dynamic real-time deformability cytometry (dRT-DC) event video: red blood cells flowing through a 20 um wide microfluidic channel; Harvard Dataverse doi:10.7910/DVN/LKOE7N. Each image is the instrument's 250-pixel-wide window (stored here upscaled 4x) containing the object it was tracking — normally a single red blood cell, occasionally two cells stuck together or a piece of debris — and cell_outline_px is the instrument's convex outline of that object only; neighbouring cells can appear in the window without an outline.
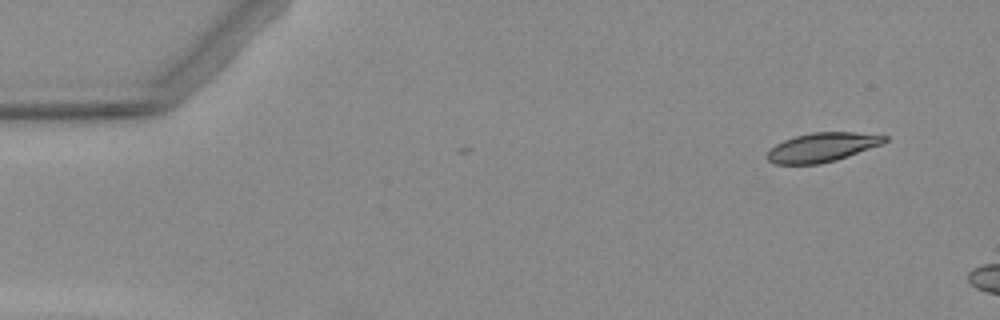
{"species": "Egyptian fruit bat (a non-hibernating species)", "species_latin": "Rousettus aegyptiacus", "temperature_condition": "warm", "stored_images_in_passage": 3, "camera_frame_rate_fps": 3000, "um_per_image_px": 0.085, "animal": {"sex": "female"}, "frame": {"image": 1, "passage_image": 1, "time_ms": 0.0, "image_size_px": [1000, 320], "cell_outline_px": [[888, 140], [884, 144], [836, 160], [820, 164], [776, 164], [768, 160], [768, 152], [776, 144], [784, 140], [796, 136], [812, 132], [856, 132], [888, 136]], "centroid_in_image_um": [69.94, 12.51], "position_along_channel_um": 15.1, "area_um2": 19.88}}